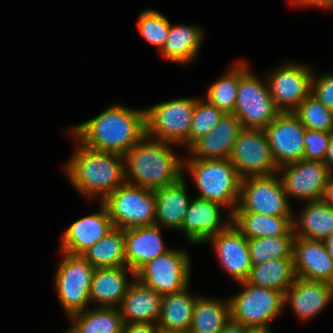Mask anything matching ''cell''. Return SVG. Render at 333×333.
Wrapping results in <instances>:
<instances>
[{"mask_svg":"<svg viewBox=\"0 0 333 333\" xmlns=\"http://www.w3.org/2000/svg\"><path fill=\"white\" fill-rule=\"evenodd\" d=\"M250 329L230 320L220 333H247Z\"/></svg>","mask_w":333,"mask_h":333,"instance_id":"obj_43","label":"cell"},{"mask_svg":"<svg viewBox=\"0 0 333 333\" xmlns=\"http://www.w3.org/2000/svg\"><path fill=\"white\" fill-rule=\"evenodd\" d=\"M55 278L58 298L69 317L84 311L90 302L95 268L82 256L66 252Z\"/></svg>","mask_w":333,"mask_h":333,"instance_id":"obj_9","label":"cell"},{"mask_svg":"<svg viewBox=\"0 0 333 333\" xmlns=\"http://www.w3.org/2000/svg\"><path fill=\"white\" fill-rule=\"evenodd\" d=\"M295 278L293 258H279L252 266L246 282L285 293Z\"/></svg>","mask_w":333,"mask_h":333,"instance_id":"obj_29","label":"cell"},{"mask_svg":"<svg viewBox=\"0 0 333 333\" xmlns=\"http://www.w3.org/2000/svg\"><path fill=\"white\" fill-rule=\"evenodd\" d=\"M203 38L202 30L194 26H172L161 53L176 63L192 61Z\"/></svg>","mask_w":333,"mask_h":333,"instance_id":"obj_32","label":"cell"},{"mask_svg":"<svg viewBox=\"0 0 333 333\" xmlns=\"http://www.w3.org/2000/svg\"><path fill=\"white\" fill-rule=\"evenodd\" d=\"M82 256L94 268L126 266L124 229L114 227Z\"/></svg>","mask_w":333,"mask_h":333,"instance_id":"obj_31","label":"cell"},{"mask_svg":"<svg viewBox=\"0 0 333 333\" xmlns=\"http://www.w3.org/2000/svg\"><path fill=\"white\" fill-rule=\"evenodd\" d=\"M333 296V284L295 278L293 284L284 293L287 301L301 319H310L330 302Z\"/></svg>","mask_w":333,"mask_h":333,"instance_id":"obj_22","label":"cell"},{"mask_svg":"<svg viewBox=\"0 0 333 333\" xmlns=\"http://www.w3.org/2000/svg\"><path fill=\"white\" fill-rule=\"evenodd\" d=\"M240 294L229 300L231 321L249 328L267 329L270 320L282 313L284 293L240 282Z\"/></svg>","mask_w":333,"mask_h":333,"instance_id":"obj_8","label":"cell"},{"mask_svg":"<svg viewBox=\"0 0 333 333\" xmlns=\"http://www.w3.org/2000/svg\"><path fill=\"white\" fill-rule=\"evenodd\" d=\"M100 208L98 213L75 221L65 230L61 241L62 252L82 255L114 228L106 206L101 203Z\"/></svg>","mask_w":333,"mask_h":333,"instance_id":"obj_18","label":"cell"},{"mask_svg":"<svg viewBox=\"0 0 333 333\" xmlns=\"http://www.w3.org/2000/svg\"><path fill=\"white\" fill-rule=\"evenodd\" d=\"M303 209L299 222L293 220L295 236L325 240L333 232V209L323 199L307 201Z\"/></svg>","mask_w":333,"mask_h":333,"instance_id":"obj_28","label":"cell"},{"mask_svg":"<svg viewBox=\"0 0 333 333\" xmlns=\"http://www.w3.org/2000/svg\"><path fill=\"white\" fill-rule=\"evenodd\" d=\"M156 197L155 224L180 230L189 203L184 176L176 183L154 190Z\"/></svg>","mask_w":333,"mask_h":333,"instance_id":"obj_24","label":"cell"},{"mask_svg":"<svg viewBox=\"0 0 333 333\" xmlns=\"http://www.w3.org/2000/svg\"><path fill=\"white\" fill-rule=\"evenodd\" d=\"M197 99L183 98L145 110L146 135L190 147V127Z\"/></svg>","mask_w":333,"mask_h":333,"instance_id":"obj_7","label":"cell"},{"mask_svg":"<svg viewBox=\"0 0 333 333\" xmlns=\"http://www.w3.org/2000/svg\"><path fill=\"white\" fill-rule=\"evenodd\" d=\"M280 169L285 171L280 180L286 196L291 195L306 201L323 198L331 174L323 162L302 159L280 166Z\"/></svg>","mask_w":333,"mask_h":333,"instance_id":"obj_14","label":"cell"},{"mask_svg":"<svg viewBox=\"0 0 333 333\" xmlns=\"http://www.w3.org/2000/svg\"><path fill=\"white\" fill-rule=\"evenodd\" d=\"M159 225L124 229L126 267L135 273L146 263L168 251L160 234Z\"/></svg>","mask_w":333,"mask_h":333,"instance_id":"obj_20","label":"cell"},{"mask_svg":"<svg viewBox=\"0 0 333 333\" xmlns=\"http://www.w3.org/2000/svg\"><path fill=\"white\" fill-rule=\"evenodd\" d=\"M264 131L278 168L303 159L306 128L292 112H281Z\"/></svg>","mask_w":333,"mask_h":333,"instance_id":"obj_13","label":"cell"},{"mask_svg":"<svg viewBox=\"0 0 333 333\" xmlns=\"http://www.w3.org/2000/svg\"><path fill=\"white\" fill-rule=\"evenodd\" d=\"M323 242L328 255L333 260V232L325 240H323Z\"/></svg>","mask_w":333,"mask_h":333,"instance_id":"obj_46","label":"cell"},{"mask_svg":"<svg viewBox=\"0 0 333 333\" xmlns=\"http://www.w3.org/2000/svg\"><path fill=\"white\" fill-rule=\"evenodd\" d=\"M161 302L162 295L135 278L120 304L119 310L123 322L157 324L161 313Z\"/></svg>","mask_w":333,"mask_h":333,"instance_id":"obj_23","label":"cell"},{"mask_svg":"<svg viewBox=\"0 0 333 333\" xmlns=\"http://www.w3.org/2000/svg\"><path fill=\"white\" fill-rule=\"evenodd\" d=\"M230 320L229 301L197 296L188 333H220Z\"/></svg>","mask_w":333,"mask_h":333,"instance_id":"obj_30","label":"cell"},{"mask_svg":"<svg viewBox=\"0 0 333 333\" xmlns=\"http://www.w3.org/2000/svg\"><path fill=\"white\" fill-rule=\"evenodd\" d=\"M233 223L248 239L287 235L293 229V216H271L253 212H234Z\"/></svg>","mask_w":333,"mask_h":333,"instance_id":"obj_26","label":"cell"},{"mask_svg":"<svg viewBox=\"0 0 333 333\" xmlns=\"http://www.w3.org/2000/svg\"><path fill=\"white\" fill-rule=\"evenodd\" d=\"M146 135L145 110L135 111L114 105L78 125L71 136L84 146L124 156Z\"/></svg>","mask_w":333,"mask_h":333,"instance_id":"obj_1","label":"cell"},{"mask_svg":"<svg viewBox=\"0 0 333 333\" xmlns=\"http://www.w3.org/2000/svg\"><path fill=\"white\" fill-rule=\"evenodd\" d=\"M247 333H271L270 329L251 328Z\"/></svg>","mask_w":333,"mask_h":333,"instance_id":"obj_47","label":"cell"},{"mask_svg":"<svg viewBox=\"0 0 333 333\" xmlns=\"http://www.w3.org/2000/svg\"><path fill=\"white\" fill-rule=\"evenodd\" d=\"M70 316L76 333H121L123 319L115 307H95Z\"/></svg>","mask_w":333,"mask_h":333,"instance_id":"obj_33","label":"cell"},{"mask_svg":"<svg viewBox=\"0 0 333 333\" xmlns=\"http://www.w3.org/2000/svg\"><path fill=\"white\" fill-rule=\"evenodd\" d=\"M149 140L145 135L124 155L128 166L125 167V179L130 185L154 191L180 180L183 162L167 146L169 142ZM129 176L136 182L128 181Z\"/></svg>","mask_w":333,"mask_h":333,"instance_id":"obj_2","label":"cell"},{"mask_svg":"<svg viewBox=\"0 0 333 333\" xmlns=\"http://www.w3.org/2000/svg\"><path fill=\"white\" fill-rule=\"evenodd\" d=\"M239 204L234 212L292 216L282 182L276 174L242 178Z\"/></svg>","mask_w":333,"mask_h":333,"instance_id":"obj_10","label":"cell"},{"mask_svg":"<svg viewBox=\"0 0 333 333\" xmlns=\"http://www.w3.org/2000/svg\"><path fill=\"white\" fill-rule=\"evenodd\" d=\"M306 129L333 133V111L309 94L292 112Z\"/></svg>","mask_w":333,"mask_h":333,"instance_id":"obj_36","label":"cell"},{"mask_svg":"<svg viewBox=\"0 0 333 333\" xmlns=\"http://www.w3.org/2000/svg\"><path fill=\"white\" fill-rule=\"evenodd\" d=\"M184 290L162 296L161 313L157 323L160 331L189 332L196 296Z\"/></svg>","mask_w":333,"mask_h":333,"instance_id":"obj_27","label":"cell"},{"mask_svg":"<svg viewBox=\"0 0 333 333\" xmlns=\"http://www.w3.org/2000/svg\"><path fill=\"white\" fill-rule=\"evenodd\" d=\"M138 19L141 35L161 51L169 36L170 22L168 19L155 10H145Z\"/></svg>","mask_w":333,"mask_h":333,"instance_id":"obj_37","label":"cell"},{"mask_svg":"<svg viewBox=\"0 0 333 333\" xmlns=\"http://www.w3.org/2000/svg\"><path fill=\"white\" fill-rule=\"evenodd\" d=\"M68 333H76L72 328L68 331Z\"/></svg>","mask_w":333,"mask_h":333,"instance_id":"obj_49","label":"cell"},{"mask_svg":"<svg viewBox=\"0 0 333 333\" xmlns=\"http://www.w3.org/2000/svg\"><path fill=\"white\" fill-rule=\"evenodd\" d=\"M102 203L116 228L130 229L155 224L156 197L153 190L125 183Z\"/></svg>","mask_w":333,"mask_h":333,"instance_id":"obj_6","label":"cell"},{"mask_svg":"<svg viewBox=\"0 0 333 333\" xmlns=\"http://www.w3.org/2000/svg\"><path fill=\"white\" fill-rule=\"evenodd\" d=\"M293 264L297 278L333 284V260L323 241L295 237Z\"/></svg>","mask_w":333,"mask_h":333,"instance_id":"obj_17","label":"cell"},{"mask_svg":"<svg viewBox=\"0 0 333 333\" xmlns=\"http://www.w3.org/2000/svg\"><path fill=\"white\" fill-rule=\"evenodd\" d=\"M243 129L234 114H224L220 122L190 147L191 159H230L233 145Z\"/></svg>","mask_w":333,"mask_h":333,"instance_id":"obj_19","label":"cell"},{"mask_svg":"<svg viewBox=\"0 0 333 333\" xmlns=\"http://www.w3.org/2000/svg\"><path fill=\"white\" fill-rule=\"evenodd\" d=\"M310 94L319 100L323 106L333 111V74L315 78L312 74Z\"/></svg>","mask_w":333,"mask_h":333,"instance_id":"obj_40","label":"cell"},{"mask_svg":"<svg viewBox=\"0 0 333 333\" xmlns=\"http://www.w3.org/2000/svg\"><path fill=\"white\" fill-rule=\"evenodd\" d=\"M200 191V198L233 207L231 215L239 201L240 184L235 166L230 159H189L186 164Z\"/></svg>","mask_w":333,"mask_h":333,"instance_id":"obj_4","label":"cell"},{"mask_svg":"<svg viewBox=\"0 0 333 333\" xmlns=\"http://www.w3.org/2000/svg\"><path fill=\"white\" fill-rule=\"evenodd\" d=\"M294 230L278 237H257L248 239L251 264L260 265L270 259L293 258Z\"/></svg>","mask_w":333,"mask_h":333,"instance_id":"obj_34","label":"cell"},{"mask_svg":"<svg viewBox=\"0 0 333 333\" xmlns=\"http://www.w3.org/2000/svg\"><path fill=\"white\" fill-rule=\"evenodd\" d=\"M125 268H95L89 294L90 302H99V307H116L118 304L120 306L131 284L127 283Z\"/></svg>","mask_w":333,"mask_h":333,"instance_id":"obj_25","label":"cell"},{"mask_svg":"<svg viewBox=\"0 0 333 333\" xmlns=\"http://www.w3.org/2000/svg\"><path fill=\"white\" fill-rule=\"evenodd\" d=\"M80 145L66 167L69 179L76 189L90 199L102 193V202L126 183V165L122 163L124 156Z\"/></svg>","mask_w":333,"mask_h":333,"instance_id":"obj_3","label":"cell"},{"mask_svg":"<svg viewBox=\"0 0 333 333\" xmlns=\"http://www.w3.org/2000/svg\"><path fill=\"white\" fill-rule=\"evenodd\" d=\"M239 84V63L208 88L207 101L225 114H233Z\"/></svg>","mask_w":333,"mask_h":333,"instance_id":"obj_35","label":"cell"},{"mask_svg":"<svg viewBox=\"0 0 333 333\" xmlns=\"http://www.w3.org/2000/svg\"><path fill=\"white\" fill-rule=\"evenodd\" d=\"M299 5H315L316 7L328 8L333 6V0H290Z\"/></svg>","mask_w":333,"mask_h":333,"instance_id":"obj_42","label":"cell"},{"mask_svg":"<svg viewBox=\"0 0 333 333\" xmlns=\"http://www.w3.org/2000/svg\"><path fill=\"white\" fill-rule=\"evenodd\" d=\"M323 163L332 172V169H333V133L330 136V141L328 144L327 152H326Z\"/></svg>","mask_w":333,"mask_h":333,"instance_id":"obj_45","label":"cell"},{"mask_svg":"<svg viewBox=\"0 0 333 333\" xmlns=\"http://www.w3.org/2000/svg\"><path fill=\"white\" fill-rule=\"evenodd\" d=\"M215 105L197 99L190 127V146L200 137L209 133L224 116Z\"/></svg>","mask_w":333,"mask_h":333,"instance_id":"obj_38","label":"cell"},{"mask_svg":"<svg viewBox=\"0 0 333 333\" xmlns=\"http://www.w3.org/2000/svg\"><path fill=\"white\" fill-rule=\"evenodd\" d=\"M230 162L241 178L269 176L279 171L264 129L243 128L233 145Z\"/></svg>","mask_w":333,"mask_h":333,"instance_id":"obj_12","label":"cell"},{"mask_svg":"<svg viewBox=\"0 0 333 333\" xmlns=\"http://www.w3.org/2000/svg\"><path fill=\"white\" fill-rule=\"evenodd\" d=\"M284 65L269 75L267 83L276 108L290 113L310 94L312 73L305 66Z\"/></svg>","mask_w":333,"mask_h":333,"instance_id":"obj_15","label":"cell"},{"mask_svg":"<svg viewBox=\"0 0 333 333\" xmlns=\"http://www.w3.org/2000/svg\"><path fill=\"white\" fill-rule=\"evenodd\" d=\"M157 324L153 323H123L121 333H158Z\"/></svg>","mask_w":333,"mask_h":333,"instance_id":"obj_41","label":"cell"},{"mask_svg":"<svg viewBox=\"0 0 333 333\" xmlns=\"http://www.w3.org/2000/svg\"><path fill=\"white\" fill-rule=\"evenodd\" d=\"M190 262L186 251L168 250L143 265L135 278L160 295L177 293L188 287Z\"/></svg>","mask_w":333,"mask_h":333,"instance_id":"obj_11","label":"cell"},{"mask_svg":"<svg viewBox=\"0 0 333 333\" xmlns=\"http://www.w3.org/2000/svg\"><path fill=\"white\" fill-rule=\"evenodd\" d=\"M257 79L248 71L247 62H239V84L233 114L243 128L265 129L281 113L269 87Z\"/></svg>","mask_w":333,"mask_h":333,"instance_id":"obj_5","label":"cell"},{"mask_svg":"<svg viewBox=\"0 0 333 333\" xmlns=\"http://www.w3.org/2000/svg\"><path fill=\"white\" fill-rule=\"evenodd\" d=\"M332 209H333V175L332 172L329 176L326 188H325V193L322 198Z\"/></svg>","mask_w":333,"mask_h":333,"instance_id":"obj_44","label":"cell"},{"mask_svg":"<svg viewBox=\"0 0 333 333\" xmlns=\"http://www.w3.org/2000/svg\"><path fill=\"white\" fill-rule=\"evenodd\" d=\"M158 333H187V332H167V331H159Z\"/></svg>","mask_w":333,"mask_h":333,"instance_id":"obj_48","label":"cell"},{"mask_svg":"<svg viewBox=\"0 0 333 333\" xmlns=\"http://www.w3.org/2000/svg\"><path fill=\"white\" fill-rule=\"evenodd\" d=\"M332 133L306 129L304 134V160L323 162Z\"/></svg>","mask_w":333,"mask_h":333,"instance_id":"obj_39","label":"cell"},{"mask_svg":"<svg viewBox=\"0 0 333 333\" xmlns=\"http://www.w3.org/2000/svg\"><path fill=\"white\" fill-rule=\"evenodd\" d=\"M222 207V205L216 202L200 197L194 198L189 203L180 230H184L190 242L196 244L207 241L230 224L229 222L220 225V208Z\"/></svg>","mask_w":333,"mask_h":333,"instance_id":"obj_21","label":"cell"},{"mask_svg":"<svg viewBox=\"0 0 333 333\" xmlns=\"http://www.w3.org/2000/svg\"><path fill=\"white\" fill-rule=\"evenodd\" d=\"M223 268L236 281L245 282L252 268L248 238L234 225L209 238Z\"/></svg>","mask_w":333,"mask_h":333,"instance_id":"obj_16","label":"cell"}]
</instances>
